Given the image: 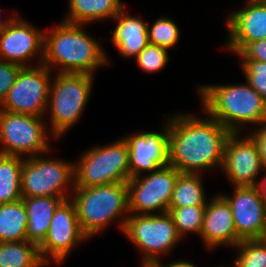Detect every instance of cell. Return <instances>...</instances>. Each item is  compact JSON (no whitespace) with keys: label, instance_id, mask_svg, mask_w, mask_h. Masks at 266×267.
<instances>
[{"label":"cell","instance_id":"1","mask_svg":"<svg viewBox=\"0 0 266 267\" xmlns=\"http://www.w3.org/2000/svg\"><path fill=\"white\" fill-rule=\"evenodd\" d=\"M202 111L205 118L189 113H174L168 118L169 165L180 173L203 174L222 167L231 132Z\"/></svg>","mask_w":266,"mask_h":267},{"label":"cell","instance_id":"2","mask_svg":"<svg viewBox=\"0 0 266 267\" xmlns=\"http://www.w3.org/2000/svg\"><path fill=\"white\" fill-rule=\"evenodd\" d=\"M84 26L87 25L61 20L55 27L46 28L42 64L53 73L90 75H94V71L100 67L110 64L101 44L85 31Z\"/></svg>","mask_w":266,"mask_h":267},{"label":"cell","instance_id":"3","mask_svg":"<svg viewBox=\"0 0 266 267\" xmlns=\"http://www.w3.org/2000/svg\"><path fill=\"white\" fill-rule=\"evenodd\" d=\"M202 109L231 133H240L246 124L266 121V100L247 82L202 85L197 89Z\"/></svg>","mask_w":266,"mask_h":267},{"label":"cell","instance_id":"4","mask_svg":"<svg viewBox=\"0 0 266 267\" xmlns=\"http://www.w3.org/2000/svg\"><path fill=\"white\" fill-rule=\"evenodd\" d=\"M73 189L70 200L75 205L80 229L88 239L100 234L113 221L123 232L130 214L127 182Z\"/></svg>","mask_w":266,"mask_h":267},{"label":"cell","instance_id":"5","mask_svg":"<svg viewBox=\"0 0 266 267\" xmlns=\"http://www.w3.org/2000/svg\"><path fill=\"white\" fill-rule=\"evenodd\" d=\"M94 75L87 73H53L49 88L46 116L50 133L59 140L77 124L89 102Z\"/></svg>","mask_w":266,"mask_h":267},{"label":"cell","instance_id":"6","mask_svg":"<svg viewBox=\"0 0 266 267\" xmlns=\"http://www.w3.org/2000/svg\"><path fill=\"white\" fill-rule=\"evenodd\" d=\"M74 163V185L78 188L127 182L130 179L129 150L123 137L104 146H94Z\"/></svg>","mask_w":266,"mask_h":267},{"label":"cell","instance_id":"7","mask_svg":"<svg viewBox=\"0 0 266 267\" xmlns=\"http://www.w3.org/2000/svg\"><path fill=\"white\" fill-rule=\"evenodd\" d=\"M122 233L142 253L141 264H157L182 240L168 212L129 214Z\"/></svg>","mask_w":266,"mask_h":267},{"label":"cell","instance_id":"8","mask_svg":"<svg viewBox=\"0 0 266 267\" xmlns=\"http://www.w3.org/2000/svg\"><path fill=\"white\" fill-rule=\"evenodd\" d=\"M45 117L12 113L0 110V154L33 157L51 151L47 135L49 126Z\"/></svg>","mask_w":266,"mask_h":267},{"label":"cell","instance_id":"9","mask_svg":"<svg viewBox=\"0 0 266 267\" xmlns=\"http://www.w3.org/2000/svg\"><path fill=\"white\" fill-rule=\"evenodd\" d=\"M44 155L47 153L24 158L22 197L55 196L70 199L75 187L74 163L59 158H44Z\"/></svg>","mask_w":266,"mask_h":267},{"label":"cell","instance_id":"10","mask_svg":"<svg viewBox=\"0 0 266 267\" xmlns=\"http://www.w3.org/2000/svg\"><path fill=\"white\" fill-rule=\"evenodd\" d=\"M53 72L45 65L22 67L0 110L45 117Z\"/></svg>","mask_w":266,"mask_h":267},{"label":"cell","instance_id":"11","mask_svg":"<svg viewBox=\"0 0 266 267\" xmlns=\"http://www.w3.org/2000/svg\"><path fill=\"white\" fill-rule=\"evenodd\" d=\"M180 172L171 165L141 174L127 181L130 214L168 212L174 186ZM156 211V212H155Z\"/></svg>","mask_w":266,"mask_h":267},{"label":"cell","instance_id":"12","mask_svg":"<svg viewBox=\"0 0 266 267\" xmlns=\"http://www.w3.org/2000/svg\"><path fill=\"white\" fill-rule=\"evenodd\" d=\"M86 240L88 238L80 229L75 205L67 199L55 210L49 231L39 245V253L47 265L51 261L59 265L65 262L73 249Z\"/></svg>","mask_w":266,"mask_h":267},{"label":"cell","instance_id":"13","mask_svg":"<svg viewBox=\"0 0 266 267\" xmlns=\"http://www.w3.org/2000/svg\"><path fill=\"white\" fill-rule=\"evenodd\" d=\"M19 15L0 33V60L32 67L28 62L36 57L37 61L33 66L40 65L44 57L45 31L34 27Z\"/></svg>","mask_w":266,"mask_h":267},{"label":"cell","instance_id":"14","mask_svg":"<svg viewBox=\"0 0 266 267\" xmlns=\"http://www.w3.org/2000/svg\"><path fill=\"white\" fill-rule=\"evenodd\" d=\"M233 187L258 186V176L266 170L256 143L247 134L231 133L228 137L221 167Z\"/></svg>","mask_w":266,"mask_h":267},{"label":"cell","instance_id":"15","mask_svg":"<svg viewBox=\"0 0 266 267\" xmlns=\"http://www.w3.org/2000/svg\"><path fill=\"white\" fill-rule=\"evenodd\" d=\"M233 190V195H221L231 207L238 237L241 240L266 238V204L259 187H233Z\"/></svg>","mask_w":266,"mask_h":267},{"label":"cell","instance_id":"16","mask_svg":"<svg viewBox=\"0 0 266 267\" xmlns=\"http://www.w3.org/2000/svg\"><path fill=\"white\" fill-rule=\"evenodd\" d=\"M163 124L161 132L141 131L123 136L129 150L130 178L169 164L168 118Z\"/></svg>","mask_w":266,"mask_h":267},{"label":"cell","instance_id":"17","mask_svg":"<svg viewBox=\"0 0 266 267\" xmlns=\"http://www.w3.org/2000/svg\"><path fill=\"white\" fill-rule=\"evenodd\" d=\"M240 10L228 15L226 47L240 53L249 43L266 39V1L245 0Z\"/></svg>","mask_w":266,"mask_h":267},{"label":"cell","instance_id":"18","mask_svg":"<svg viewBox=\"0 0 266 267\" xmlns=\"http://www.w3.org/2000/svg\"><path fill=\"white\" fill-rule=\"evenodd\" d=\"M200 237L208 250L222 245L233 248L242 241L236 233L231 207L221 193L208 199Z\"/></svg>","mask_w":266,"mask_h":267},{"label":"cell","instance_id":"19","mask_svg":"<svg viewBox=\"0 0 266 267\" xmlns=\"http://www.w3.org/2000/svg\"><path fill=\"white\" fill-rule=\"evenodd\" d=\"M116 26L111 30L112 44L124 58L137 57L149 44L148 21L128 14L124 7L114 18Z\"/></svg>","mask_w":266,"mask_h":267},{"label":"cell","instance_id":"20","mask_svg":"<svg viewBox=\"0 0 266 267\" xmlns=\"http://www.w3.org/2000/svg\"><path fill=\"white\" fill-rule=\"evenodd\" d=\"M22 200L28 215L27 241L39 246L49 231L55 210L67 199L55 196H39L22 197Z\"/></svg>","mask_w":266,"mask_h":267},{"label":"cell","instance_id":"21","mask_svg":"<svg viewBox=\"0 0 266 267\" xmlns=\"http://www.w3.org/2000/svg\"><path fill=\"white\" fill-rule=\"evenodd\" d=\"M124 7L122 0H69V12L62 21L90 26L112 20Z\"/></svg>","mask_w":266,"mask_h":267},{"label":"cell","instance_id":"22","mask_svg":"<svg viewBox=\"0 0 266 267\" xmlns=\"http://www.w3.org/2000/svg\"><path fill=\"white\" fill-rule=\"evenodd\" d=\"M27 221L22 199L0 204V242L26 241Z\"/></svg>","mask_w":266,"mask_h":267},{"label":"cell","instance_id":"23","mask_svg":"<svg viewBox=\"0 0 266 267\" xmlns=\"http://www.w3.org/2000/svg\"><path fill=\"white\" fill-rule=\"evenodd\" d=\"M39 246L29 241L0 242V267H46Z\"/></svg>","mask_w":266,"mask_h":267},{"label":"cell","instance_id":"24","mask_svg":"<svg viewBox=\"0 0 266 267\" xmlns=\"http://www.w3.org/2000/svg\"><path fill=\"white\" fill-rule=\"evenodd\" d=\"M202 174L180 173L176 180L169 208L206 205L205 186Z\"/></svg>","mask_w":266,"mask_h":267},{"label":"cell","instance_id":"25","mask_svg":"<svg viewBox=\"0 0 266 267\" xmlns=\"http://www.w3.org/2000/svg\"><path fill=\"white\" fill-rule=\"evenodd\" d=\"M23 157L0 154V204L22 199Z\"/></svg>","mask_w":266,"mask_h":267},{"label":"cell","instance_id":"26","mask_svg":"<svg viewBox=\"0 0 266 267\" xmlns=\"http://www.w3.org/2000/svg\"><path fill=\"white\" fill-rule=\"evenodd\" d=\"M206 205L186 206L182 208H169L174 225L179 236L185 237V234H198L200 236Z\"/></svg>","mask_w":266,"mask_h":267},{"label":"cell","instance_id":"27","mask_svg":"<svg viewBox=\"0 0 266 267\" xmlns=\"http://www.w3.org/2000/svg\"><path fill=\"white\" fill-rule=\"evenodd\" d=\"M232 267H266V238L242 240Z\"/></svg>","mask_w":266,"mask_h":267},{"label":"cell","instance_id":"28","mask_svg":"<svg viewBox=\"0 0 266 267\" xmlns=\"http://www.w3.org/2000/svg\"><path fill=\"white\" fill-rule=\"evenodd\" d=\"M149 43L166 49H173L179 42L180 29L170 17L156 18L150 26L148 22Z\"/></svg>","mask_w":266,"mask_h":267},{"label":"cell","instance_id":"29","mask_svg":"<svg viewBox=\"0 0 266 267\" xmlns=\"http://www.w3.org/2000/svg\"><path fill=\"white\" fill-rule=\"evenodd\" d=\"M168 49L149 43L135 58L141 70L148 73L159 72L168 64Z\"/></svg>","mask_w":266,"mask_h":267},{"label":"cell","instance_id":"30","mask_svg":"<svg viewBox=\"0 0 266 267\" xmlns=\"http://www.w3.org/2000/svg\"><path fill=\"white\" fill-rule=\"evenodd\" d=\"M239 66L245 76V81L266 100V62L240 60Z\"/></svg>","mask_w":266,"mask_h":267},{"label":"cell","instance_id":"31","mask_svg":"<svg viewBox=\"0 0 266 267\" xmlns=\"http://www.w3.org/2000/svg\"><path fill=\"white\" fill-rule=\"evenodd\" d=\"M21 68L22 66L18 64L0 60V104L14 85L16 76Z\"/></svg>","mask_w":266,"mask_h":267},{"label":"cell","instance_id":"32","mask_svg":"<svg viewBox=\"0 0 266 267\" xmlns=\"http://www.w3.org/2000/svg\"><path fill=\"white\" fill-rule=\"evenodd\" d=\"M236 56L241 60L266 62V39L249 43L240 53H237Z\"/></svg>","mask_w":266,"mask_h":267},{"label":"cell","instance_id":"33","mask_svg":"<svg viewBox=\"0 0 266 267\" xmlns=\"http://www.w3.org/2000/svg\"><path fill=\"white\" fill-rule=\"evenodd\" d=\"M248 134L253 141L256 143L261 163L266 169V121L255 127V130L248 131Z\"/></svg>","mask_w":266,"mask_h":267},{"label":"cell","instance_id":"34","mask_svg":"<svg viewBox=\"0 0 266 267\" xmlns=\"http://www.w3.org/2000/svg\"><path fill=\"white\" fill-rule=\"evenodd\" d=\"M160 267H197L194 263L190 262L189 260H175L171 261L169 264H162L161 261L157 263Z\"/></svg>","mask_w":266,"mask_h":267},{"label":"cell","instance_id":"35","mask_svg":"<svg viewBox=\"0 0 266 267\" xmlns=\"http://www.w3.org/2000/svg\"><path fill=\"white\" fill-rule=\"evenodd\" d=\"M265 172H266V170H265ZM258 187H259V189L261 191L262 198H263V200H264V202L266 204V175L261 177Z\"/></svg>","mask_w":266,"mask_h":267},{"label":"cell","instance_id":"36","mask_svg":"<svg viewBox=\"0 0 266 267\" xmlns=\"http://www.w3.org/2000/svg\"><path fill=\"white\" fill-rule=\"evenodd\" d=\"M16 15L17 14L13 13V15H10V17L7 19H0V33L7 28L8 24L13 20Z\"/></svg>","mask_w":266,"mask_h":267},{"label":"cell","instance_id":"37","mask_svg":"<svg viewBox=\"0 0 266 267\" xmlns=\"http://www.w3.org/2000/svg\"><path fill=\"white\" fill-rule=\"evenodd\" d=\"M141 267H160L158 264H141Z\"/></svg>","mask_w":266,"mask_h":267}]
</instances>
